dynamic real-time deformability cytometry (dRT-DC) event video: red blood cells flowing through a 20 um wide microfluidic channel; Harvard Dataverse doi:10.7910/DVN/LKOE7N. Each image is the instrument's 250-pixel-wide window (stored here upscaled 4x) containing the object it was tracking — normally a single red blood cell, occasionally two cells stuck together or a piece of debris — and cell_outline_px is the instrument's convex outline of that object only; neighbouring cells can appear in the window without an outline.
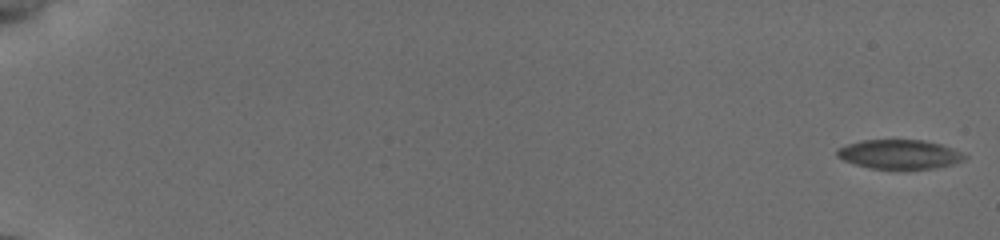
{"species": "common noctule bat (a hibernating species)", "species_latin": "Nyctalus noctula", "temperature_condition": "cold", "stored_images_in_passage": 40, "camera_frame_rate_fps": 3000, "um_per_image_px": 0.085, "animal": {"sex": "female", "body_mass_g": 19.5, "forearm_length_mm": 54.1}, "frame": {"image": 1, "passage_image": 1, "time_ms": 0.0, "image_size_px": [1000, 240], "cell_outline_px": [[968, 156], [964, 160], [952, 164], [936, 168], [868, 168], [844, 160], [836, 156], [836, 148], [860, 140], [924, 140], [940, 144], [952, 148]], "centroid_in_image_um": [76.43, 13.1], "position_along_channel_um": 8.6, "area_um2": 21.56}}
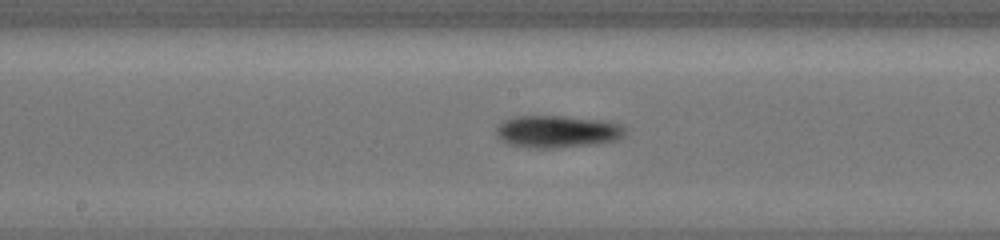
{"frame": {"image": 2, "passage_image": 23, "time_ms": 10.333, "image_size_px": [1000, 240], "cell_outline_px": [[624, 132], [616, 140], [588, 144], [556, 148], [528, 148], [508, 144], [500, 140], [496, 136], [496, 128], [504, 120], [520, 116], [560, 116], [600, 120], [620, 124], [624, 128]], "centroid_in_image_um": [47.28, 11.19], "position_along_channel_um": 200.9, "area_um2": 23.87}}
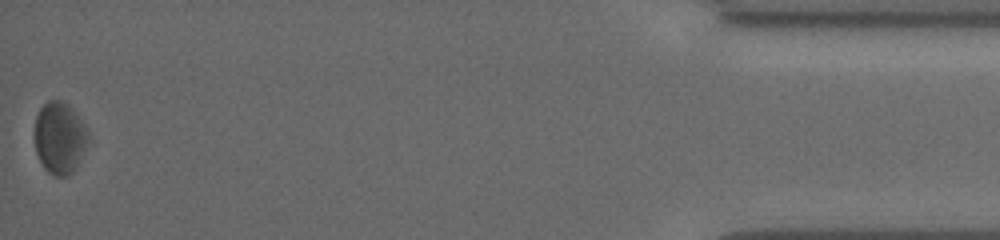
{"frame": {"image": 3, "passage_image": 40, "time_ms": 18.333, "image_size_px": [1000, 240], "cell_outline_px": [[88, 136], [84, 148], [72, 172], [68, 176], [56, 176], [48, 172], [44, 168], [36, 152], [32, 136], [32, 132], [36, 116], [40, 108], [48, 100], [60, 100], [68, 104], [72, 108], [88, 132]], "centroid_in_image_um": [4.99, 11.69], "position_along_channel_um": 430.2, "area_um2": 22.31}, "authors_computed_cell_mechanics": {"area_um2": 23.0044, "velocity_mm_per_s": 3.8175, "shape_relaxation_time_tau1_ms": 0.9728, "shape_relaxation_time_tau2_ms": null, "deformation_change_tau1": 0.0621, "deformation_change_tau2": null}}